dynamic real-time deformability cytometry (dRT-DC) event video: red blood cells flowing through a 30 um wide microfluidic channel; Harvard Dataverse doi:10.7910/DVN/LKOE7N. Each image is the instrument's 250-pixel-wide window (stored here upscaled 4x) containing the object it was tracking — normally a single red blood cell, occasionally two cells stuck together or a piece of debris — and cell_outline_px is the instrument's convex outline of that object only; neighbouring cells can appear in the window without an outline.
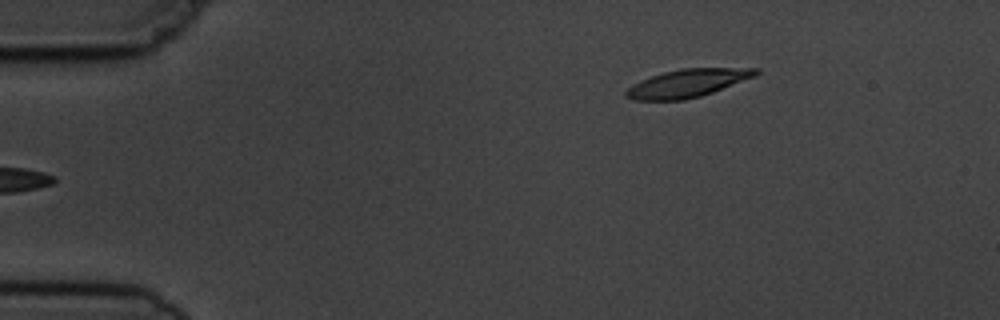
{"species": "common noctule bat (a hibernating species)", "species_latin": "Nyctalus noctula", "temperature_condition": "cold", "stored_images_in_passage": 5, "camera_frame_rate_fps": 3000, "um_per_image_px": 0.085, "animal": {"sex": "male", "body_mass_g": 19.5, "forearm_length_mm": 54.6}, "frame": {"image": 1, "passage_image": 5, "time_ms": 4.667, "image_size_px": [1000, 320], "cell_outline_px": [[760, 72], [756, 76], [712, 92], [700, 96], [684, 100], [632, 100], [624, 96], [624, 92], [632, 84], [640, 80], [664, 72], [680, 68], [760, 68]], "centroid_in_image_um": [58.42, 7.07], "position_along_channel_um": 26.6, "area_um2": 21.15}}